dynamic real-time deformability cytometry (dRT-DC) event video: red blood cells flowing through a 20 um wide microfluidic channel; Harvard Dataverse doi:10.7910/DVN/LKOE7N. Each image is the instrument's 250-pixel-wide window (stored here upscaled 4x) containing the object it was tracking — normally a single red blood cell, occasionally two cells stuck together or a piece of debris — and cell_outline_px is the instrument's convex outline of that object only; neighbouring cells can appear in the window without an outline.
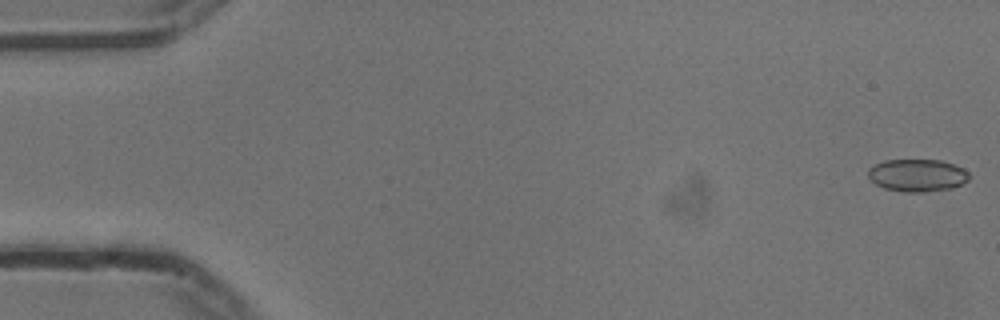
{"species": "common noctule bat (a hibernating species)", "species_latin": "Nyctalus noctula", "temperature_condition": "cold", "stored_images_in_passage": 55, "camera_frame_rate_fps": 3000, "um_per_image_px": 0.085, "animal": {"sex": "male", "body_mass_g": 13.3}, "frame": {"image": 1, "passage_image": 1, "time_ms": 0.0, "image_size_px": [1000, 320], "cell_outline_px": [[972, 176], [968, 180], [952, 188], [924, 192], [904, 192], [884, 188], [876, 184], [868, 176], [868, 168], [884, 160], [940, 160], [964, 168]], "centroid_in_image_um": [77.98, 14.9], "position_along_channel_um": 7.0, "area_um2": 19.13}}
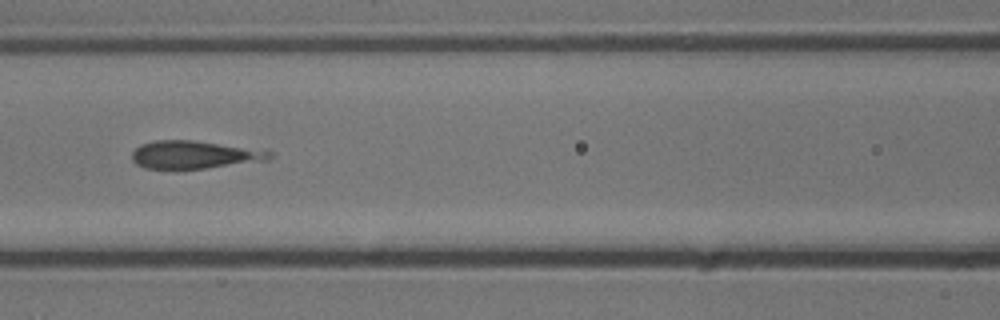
{"frame": {"image": 2, "passage_image": 24, "time_ms": 7.667, "image_size_px": [1000, 320], "cell_outline_px": [[272, 156], [268, 160], [204, 168], [144, 168], [136, 164], [132, 160], [132, 152], [140, 144], [152, 140], [192, 140], [264, 148], [272, 152]], "centroid_in_image_um": [16.57, 13.12], "position_along_channel_um": 150.0, "area_um2": 22.6}}
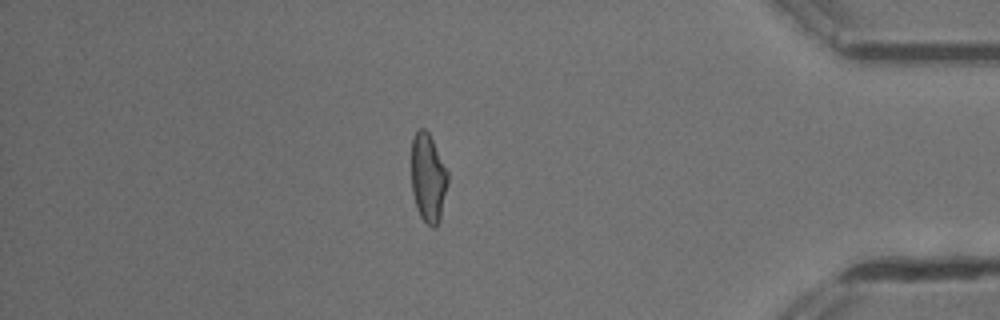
{"frame": {"image": 3, "passage_image": 47, "time_ms": 15.333, "image_size_px": [1000, 320], "cell_outline_px": [[448, 184], [440, 220], [436, 228], [432, 228], [420, 216], [416, 208], [412, 192], [412, 140], [416, 132], [420, 128], [424, 128], [428, 132], [448, 172]], "centroid_in_image_um": [36.39, 15.17], "position_along_channel_um": 398.8, "area_um2": 18.79}}